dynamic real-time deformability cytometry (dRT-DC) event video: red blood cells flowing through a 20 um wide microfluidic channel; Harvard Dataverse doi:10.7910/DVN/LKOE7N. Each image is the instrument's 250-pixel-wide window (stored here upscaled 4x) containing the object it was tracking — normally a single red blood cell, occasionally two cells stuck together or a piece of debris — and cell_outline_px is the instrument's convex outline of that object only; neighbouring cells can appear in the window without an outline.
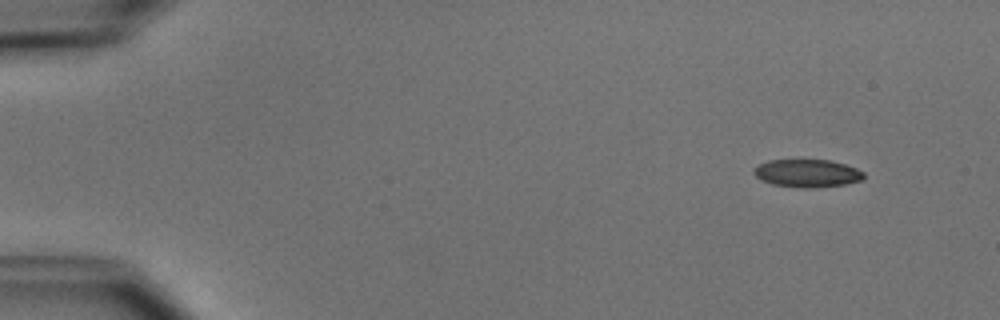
{"species": "common noctule bat (a hibernating species)", "species_latin": "Nyctalus noctula", "temperature_condition": "cold", "stored_images_in_passage": 5, "camera_frame_rate_fps": 3000, "um_per_image_px": 0.085, "animal": {"sex": "male", "body_mass_g": 15.6}, "frame": {"image": 1, "passage_image": 1, "time_ms": 0.0, "image_size_px": [1000, 320], "cell_outline_px": [[864, 176], [860, 180], [844, 184], [812, 188], [804, 188], [772, 184], [760, 180], [752, 172], [760, 164], [768, 160], [828, 160], [844, 164], [856, 168], [864, 172]], "centroid_in_image_um": [68.59, 14.73], "position_along_channel_um": 16.4, "area_um2": 17.63}}
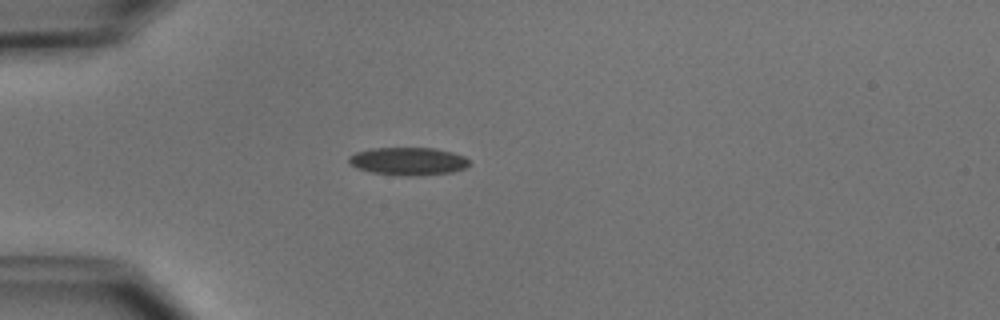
{"frame": {"image": 2, "passage_image": 4, "time_ms": 3.333, "image_size_px": [1000, 320], "cell_outline_px": [[468, 164], [464, 168], [452, 172], [420, 176], [404, 176], [372, 172], [356, 168], [348, 160], [348, 156], [356, 152], [372, 148], [436, 148], [452, 152], [464, 156], [468, 160]], "centroid_in_image_um": [34.69, 13.7], "position_along_channel_um": 50.3, "area_um2": 19.54}}